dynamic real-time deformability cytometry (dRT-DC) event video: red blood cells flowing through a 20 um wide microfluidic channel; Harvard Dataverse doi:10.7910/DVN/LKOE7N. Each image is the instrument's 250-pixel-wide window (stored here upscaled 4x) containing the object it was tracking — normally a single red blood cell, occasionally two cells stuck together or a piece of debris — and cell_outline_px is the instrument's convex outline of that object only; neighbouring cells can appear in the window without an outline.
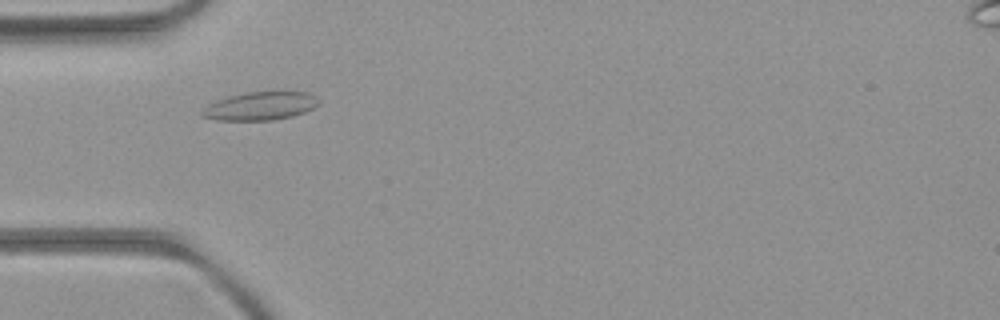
{"species": "common noctule bat (a hibernating species)", "species_latin": "Nyctalus noctula", "temperature_condition": "room temperature", "stored_images_in_passage": 3, "camera_frame_rate_fps": 3000, "um_per_image_px": 0.085, "animal": {"sex": "female", "body_mass_g": 21.9}, "frame": {"image": 1, "passage_image": 1, "time_ms": 0.0, "image_size_px": [1000, 320], "cell_outline_px": [[320, 104], [304, 112], [292, 116], [272, 120], [216, 120], [200, 116], [200, 112], [208, 104], [216, 100], [228, 96], [244, 92], [276, 88], [280, 88], [308, 92], [316, 96]], "centroid_in_image_um": [22.16, 8.95], "position_along_channel_um": 62.8, "area_um2": 20.23}}
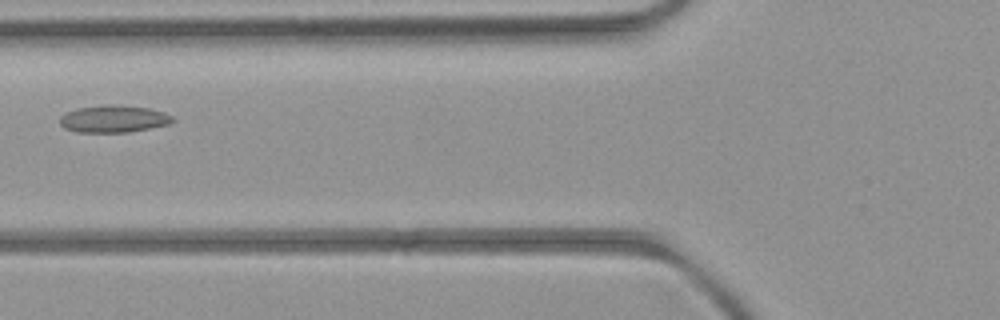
{"frame": {"image": 2, "passage_image": 2, "time_ms": 1.333, "image_size_px": [1000, 320], "cell_outline_px": [[176, 120], [168, 124], [128, 132], [76, 132], [64, 128], [60, 124], [60, 116], [76, 108], [104, 104], [108, 104], [148, 108], [164, 112], [172, 116]], "centroid_in_image_um": [9.63, 10.1], "position_along_channel_um": 116.2, "area_um2": 17.8}}
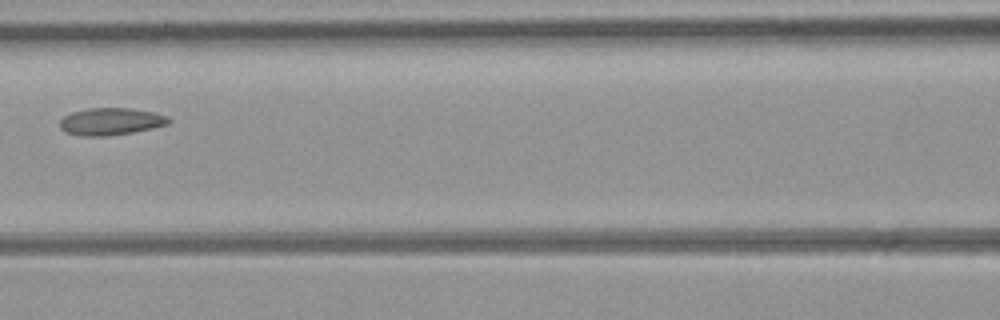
{"frame": {"image": 3, "passage_image": 3, "time_ms": 2.333, "image_size_px": [1000, 320], "cell_outline_px": [[172, 120], [168, 124], [152, 128], [132, 132], [108, 136], [84, 136], [64, 132], [60, 128], [60, 120], [64, 116], [72, 112], [88, 108], [132, 108], [156, 112], [168, 116]], "centroid_in_image_um": [9.44, 10.32], "position_along_channel_um": 157.2, "area_um2": 17.4}}